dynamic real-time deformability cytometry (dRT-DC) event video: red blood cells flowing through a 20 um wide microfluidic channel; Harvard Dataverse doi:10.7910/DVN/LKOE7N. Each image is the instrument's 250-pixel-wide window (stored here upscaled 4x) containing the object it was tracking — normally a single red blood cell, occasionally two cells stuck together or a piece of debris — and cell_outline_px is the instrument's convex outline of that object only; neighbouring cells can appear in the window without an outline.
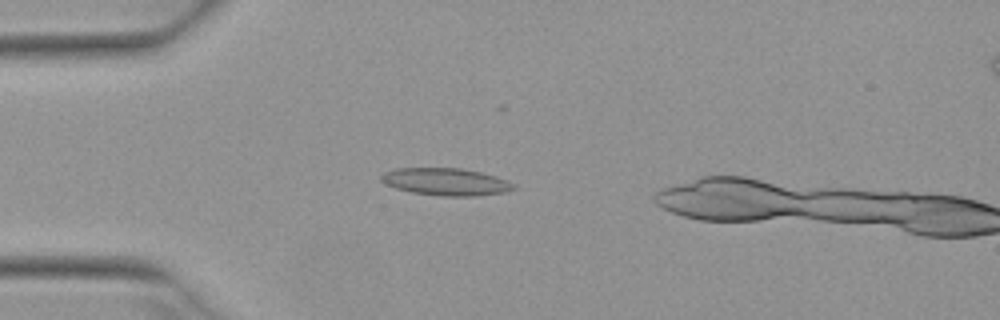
{"species": "Egyptian fruit bat (a non-hibernating species)", "species_latin": "Rousettus aegyptiacus", "temperature_condition": "warm", "stored_images_in_passage": 8, "camera_frame_rate_fps": 3000, "um_per_image_px": 0.085, "animal": {"sex": "female"}, "frame": {"image": 1, "passage_image": 6, "time_ms": 1.667, "image_size_px": [1000, 320], "cell_outline_px": [[516, 188], [504, 192], [476, 196], [440, 196], [412, 192], [396, 188], [384, 184], [380, 180], [380, 176], [384, 172], [396, 168], [460, 168], [480, 172], [496, 176], [508, 180], [516, 184]], "centroid_in_image_um": [37.9, 15.45], "position_along_channel_um": 47.1, "area_um2": 21.21}}